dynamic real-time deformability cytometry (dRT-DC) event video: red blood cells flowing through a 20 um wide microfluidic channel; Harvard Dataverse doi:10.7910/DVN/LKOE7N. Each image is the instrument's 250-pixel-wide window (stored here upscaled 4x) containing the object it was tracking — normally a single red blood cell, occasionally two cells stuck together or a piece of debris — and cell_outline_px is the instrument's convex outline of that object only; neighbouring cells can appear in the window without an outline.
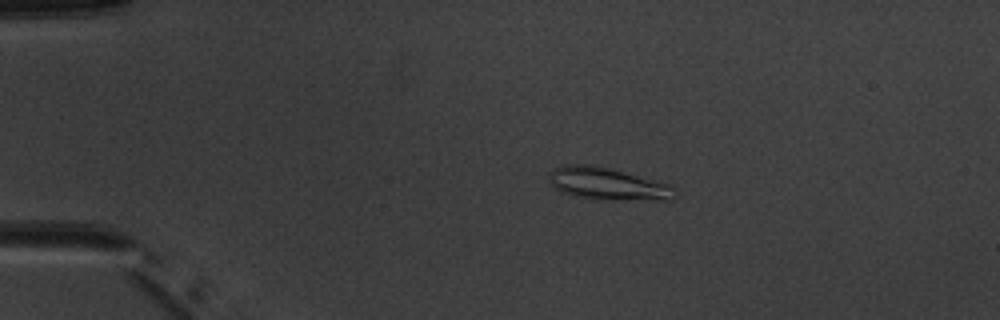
{"species": "common noctule bat (a hibernating species)", "species_latin": "Nyctalus noctula", "temperature_condition": "warm", "stored_images_in_passage": 3, "camera_frame_rate_fps": 3000, "um_per_image_px": 0.085, "animal": {"sex": "male", "body_mass_g": 20.1, "forearm_length_mm": 53.5}, "frame": {"image": 1, "passage_image": 2, "time_ms": 1.0, "image_size_px": [1000, 320], "cell_outline_px": [[672, 200], [596, 200], [576, 196], [560, 192], [548, 180], [548, 176], [552, 168], [564, 164], [588, 164], [608, 168], [672, 184]], "centroid_in_image_um": [51.59, 15.63], "position_along_channel_um": 33.4, "area_um2": 23.81}}